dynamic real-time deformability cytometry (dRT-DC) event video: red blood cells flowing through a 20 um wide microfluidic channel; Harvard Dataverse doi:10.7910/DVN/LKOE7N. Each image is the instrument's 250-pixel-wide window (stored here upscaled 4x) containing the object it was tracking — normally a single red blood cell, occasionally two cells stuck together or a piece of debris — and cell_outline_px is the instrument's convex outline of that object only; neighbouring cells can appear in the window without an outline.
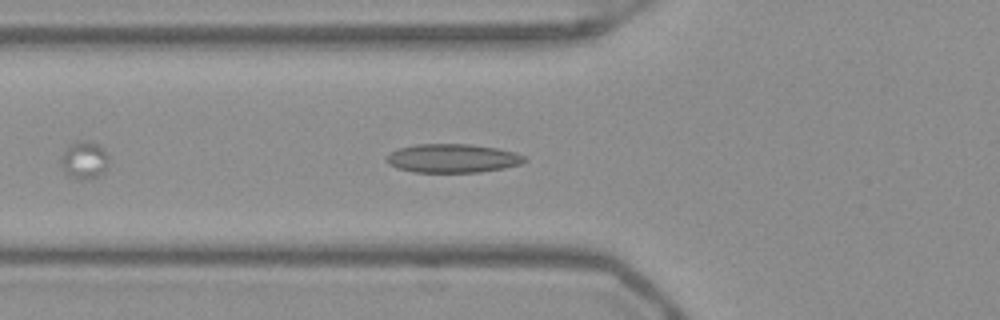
{"species": "Egyptian fruit bat (a non-hibernating species)", "species_latin": "Rousettus aegyptiacus", "temperature_condition": "warm", "stored_images_in_passage": 55, "segment_of_instrument_passage": [1, 2], "camera_frame_rate_fps": 3000, "um_per_image_px": 0.085, "frame": {"image": 1, "passage_image": 19, "time_ms": 6.0, "image_size_px": [1000, 320], "cell_outline_px": [[528, 160], [520, 164], [504, 168], [480, 172], [412, 172], [396, 168], [388, 164], [384, 160], [392, 152], [400, 148], [416, 144], [472, 144], [496, 148], [516, 152], [524, 156]], "centroid_in_image_um": [38.47, 13.46], "position_along_channel_um": 87.3, "area_um2": 23.18}}
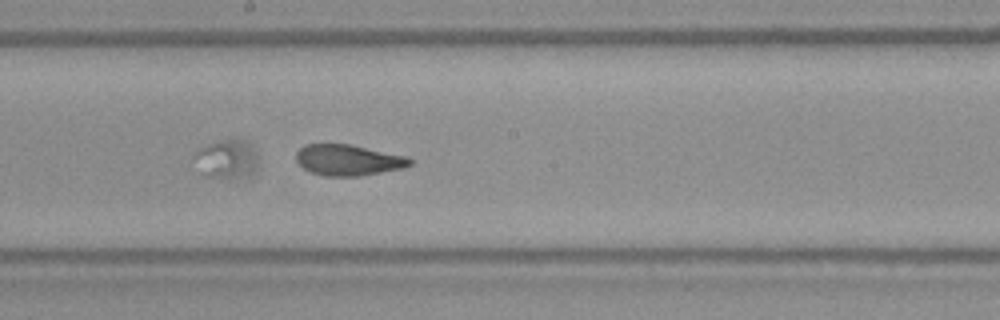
{"frame": {"image": 2, "passage_image": 29, "time_ms": 9.333, "image_size_px": [1000, 320], "cell_outline_px": [[412, 164], [404, 168], [356, 176], [324, 176], [312, 172], [304, 168], [296, 160], [296, 152], [304, 144], [352, 144], [408, 156], [412, 160]], "centroid_in_image_um": [29.62, 13.59], "position_along_channel_um": 218.6, "area_um2": 20.58}}
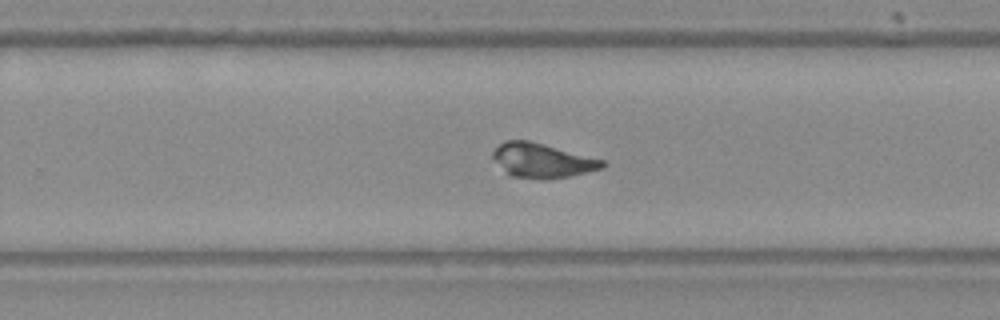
{"frame": {"image": 3, "passage_image": 34, "time_ms": 11.0, "image_size_px": [1000, 320], "cell_outline_px": [[608, 164], [604, 168], [572, 176], [544, 180], [540, 180], [508, 176], [492, 160], [492, 152], [504, 140], [528, 140], [544, 144], [604, 160]], "centroid_in_image_um": [46.06, 13.67], "position_along_channel_um": 283.7, "area_um2": 22.43}}